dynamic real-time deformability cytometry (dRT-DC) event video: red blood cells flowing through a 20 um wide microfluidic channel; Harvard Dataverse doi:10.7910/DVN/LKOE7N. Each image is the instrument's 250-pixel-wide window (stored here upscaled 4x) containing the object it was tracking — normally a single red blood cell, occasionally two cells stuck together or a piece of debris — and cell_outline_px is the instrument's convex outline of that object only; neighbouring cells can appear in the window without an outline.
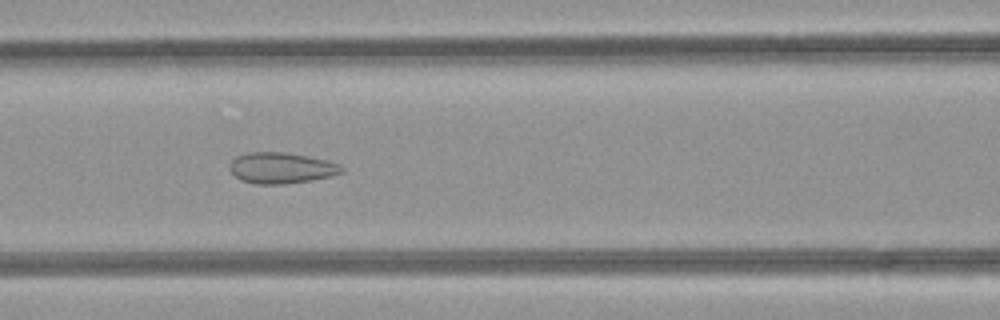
{"species": "common noctule bat (a hibernating species)", "species_latin": "Nyctalus noctula", "temperature_condition": "room temperature", "stored_images_in_passage": 49, "camera_frame_rate_fps": 3000, "um_per_image_px": 0.085, "animal": {"sex": "female", "body_mass_g": 21.9}, "frame": {"image": 1, "passage_image": 21, "time_ms": 6.667, "image_size_px": [1000, 320], "cell_outline_px": [[344, 172], [332, 176], [312, 180], [284, 184], [256, 184], [240, 180], [228, 168], [228, 164], [236, 156], [248, 152], [284, 152], [308, 156], [328, 160], [340, 164], [344, 168]], "centroid_in_image_um": [23.92, 14.27], "position_along_channel_um": 142.7, "area_um2": 20.46}}
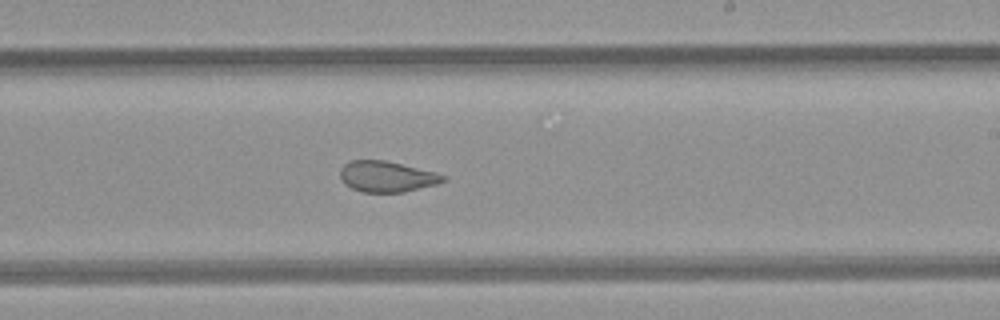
{"frame": {"image": 2, "passage_image": 29, "time_ms": 9.333, "image_size_px": [1000, 320], "cell_outline_px": [[448, 180], [436, 184], [404, 192], [364, 192], [352, 188], [344, 184], [340, 176], [340, 168], [344, 164], [352, 160], [384, 160], [436, 172], [448, 176]], "centroid_in_image_um": [32.9, 15.0], "position_along_channel_um": 256.1, "area_um2": 18.55}}
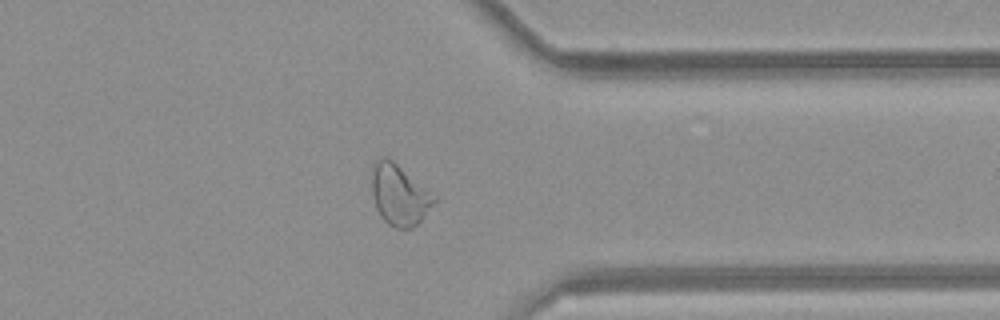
{"frame": {"image": 3, "passage_image": 38, "time_ms": 12.333, "image_size_px": [1000, 320], "cell_outline_px": [[436, 200], [420, 220], [412, 228], [396, 228], [388, 224], [380, 216], [376, 208], [372, 192], [372, 164], [380, 156], [388, 156], [436, 196]], "centroid_in_image_um": [33.9, 16.53], "position_along_channel_um": 377.5, "area_um2": 21.96}, "authors_computed_cell_mechanics": {"area_um2": 24.7384, "velocity_mm_per_s": 4.2593, "shape_relaxation_time_tau1_ms": null, "shape_relaxation_time_tau2_ms": 1.0296, "deformation_change_tau1": null, "deformation_change_tau2": 0.0716}}